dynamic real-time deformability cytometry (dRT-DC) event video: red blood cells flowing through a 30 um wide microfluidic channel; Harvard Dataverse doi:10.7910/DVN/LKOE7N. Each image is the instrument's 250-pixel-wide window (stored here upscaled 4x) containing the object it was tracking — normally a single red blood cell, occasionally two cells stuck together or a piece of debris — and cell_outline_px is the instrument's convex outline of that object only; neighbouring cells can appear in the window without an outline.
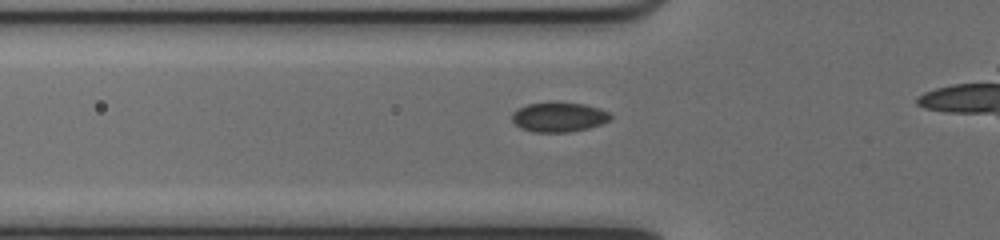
{"species": "common noctule bat (a hibernating species)", "species_latin": "Nyctalus noctula", "temperature_condition": "cold", "stored_images_in_passage": 34, "camera_frame_rate_fps": 3000, "um_per_image_px": 0.085, "animal": {"sex": "female", "body_mass_g": 17.0, "forearm_length_mm": 48.0}, "frame": {"image": 1, "passage_image": 10, "time_ms": 3.0, "image_size_px": [1000, 240], "cell_outline_px": [[612, 116], [608, 120], [600, 124], [588, 128], [568, 132], [532, 132], [520, 128], [512, 120], [512, 112], [528, 104], [584, 104], [600, 108], [608, 112]], "centroid_in_image_um": [47.49, 9.98], "position_along_channel_um": 78.3, "area_um2": 16.47}}
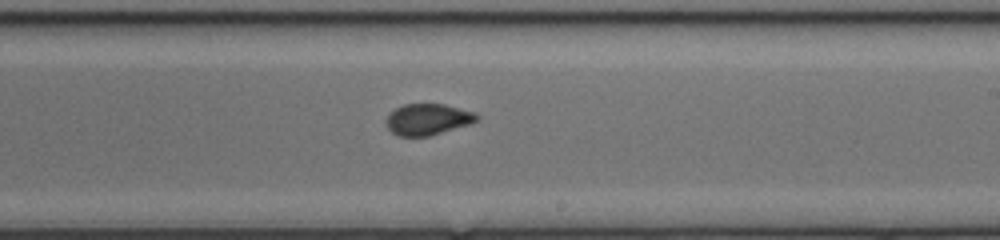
{"frame": {"image": 2, "passage_image": 23, "time_ms": 7.333, "image_size_px": [1000, 240], "cell_outline_px": [[480, 120], [472, 124], [428, 136], [400, 136], [392, 132], [388, 128], [388, 112], [404, 104], [444, 104], [476, 112], [480, 116]], "centroid_in_image_um": [36.43, 10.14], "position_along_channel_um": 252.6, "area_um2": 16.59}}
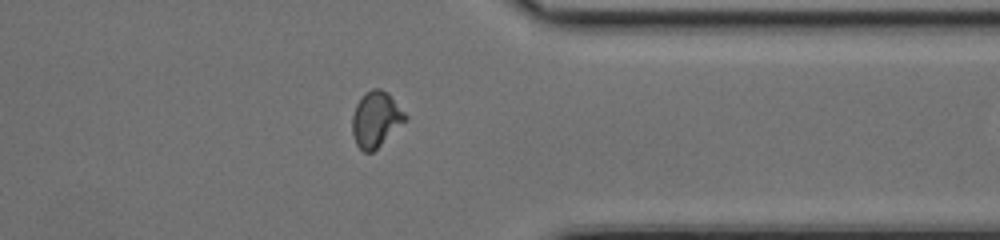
{"frame": {"image": 3, "passage_image": 33, "time_ms": 10.667, "image_size_px": [1000, 240], "cell_outline_px": [[408, 120], [372, 152], [364, 152], [356, 144], [352, 132], [352, 116], [356, 104], [364, 92], [372, 88], [380, 88], [388, 92], [408, 116]], "centroid_in_image_um": [31.96, 10.11], "position_along_channel_um": 379.4, "area_um2": 17.34}}